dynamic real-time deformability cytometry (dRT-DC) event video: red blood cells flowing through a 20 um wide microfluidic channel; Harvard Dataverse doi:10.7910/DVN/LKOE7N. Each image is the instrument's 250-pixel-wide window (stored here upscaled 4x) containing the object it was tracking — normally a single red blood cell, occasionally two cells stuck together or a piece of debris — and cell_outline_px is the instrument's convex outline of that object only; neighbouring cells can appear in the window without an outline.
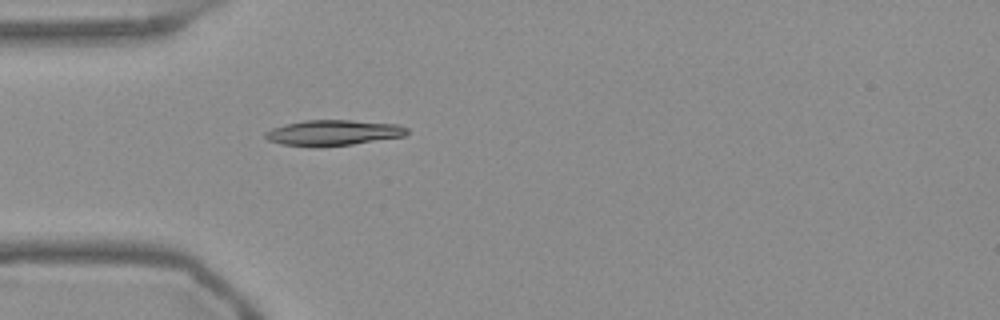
{"species": "Egyptian fruit bat (a non-hibernating species)", "species_latin": "Rousettus aegyptiacus", "temperature_condition": "warm", "stored_images_in_passage": 39, "camera_frame_rate_fps": 3000, "um_per_image_px": 0.085, "frame": {"image": 1, "passage_image": 1, "time_ms": 0.0, "image_size_px": [1000, 320], "cell_outline_px": [[408, 132], [404, 136], [352, 144], [320, 148], [312, 148], [280, 144], [268, 140], [264, 136], [264, 132], [272, 128], [284, 124], [304, 120], [352, 120], [396, 124], [408, 128]], "centroid_in_image_um": [28.26, 11.3], "position_along_channel_um": 56.7, "area_um2": 21.44}}
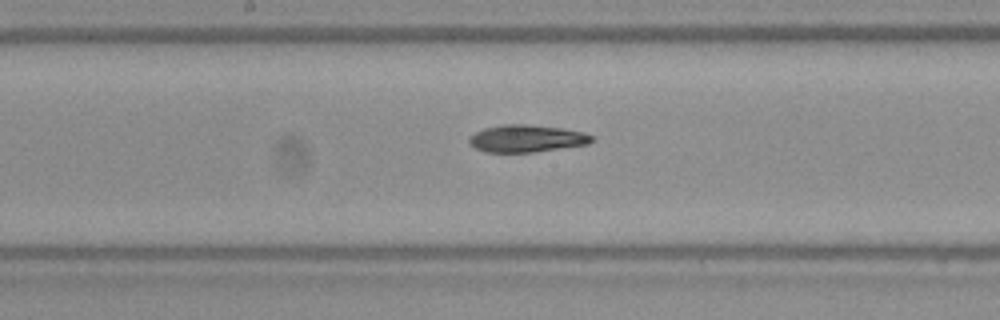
{"frame": {"image": 2, "passage_image": 13, "time_ms": 4.0, "image_size_px": [1000, 320], "cell_outline_px": [[592, 140], [588, 144], [532, 152], [484, 152], [468, 144], [468, 136], [484, 128], [504, 124], [524, 124], [564, 128], [584, 132], [592, 136]], "centroid_in_image_um": [44.71, 11.77], "position_along_channel_um": 203.5, "area_um2": 19.48}}
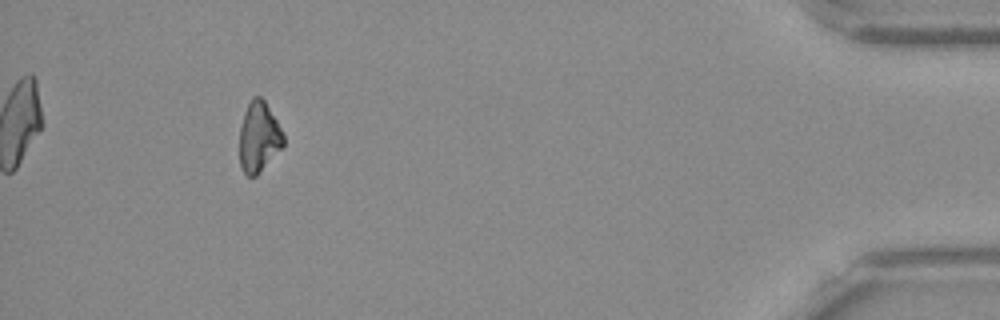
{"frame": {"image": 3, "passage_image": 35, "time_ms": 11.333, "image_size_px": [1000, 320], "cell_outline_px": [[284, 144], [256, 176], [248, 176], [240, 168], [240, 128], [244, 112], [252, 96], [260, 96], [264, 100], [284, 132]], "centroid_in_image_um": [21.99, 11.63], "position_along_channel_um": 413.2, "area_um2": 17.86}, "authors_computed_cell_mechanics": {"area_um2": 19.7676, "velocity_mm_per_s": 3.7533, "shape_relaxation_time_tau1_ms": 6.7988, "shape_relaxation_time_tau2_ms": null, "deformation_change_tau1": 0.1613, "deformation_change_tau2": null}}